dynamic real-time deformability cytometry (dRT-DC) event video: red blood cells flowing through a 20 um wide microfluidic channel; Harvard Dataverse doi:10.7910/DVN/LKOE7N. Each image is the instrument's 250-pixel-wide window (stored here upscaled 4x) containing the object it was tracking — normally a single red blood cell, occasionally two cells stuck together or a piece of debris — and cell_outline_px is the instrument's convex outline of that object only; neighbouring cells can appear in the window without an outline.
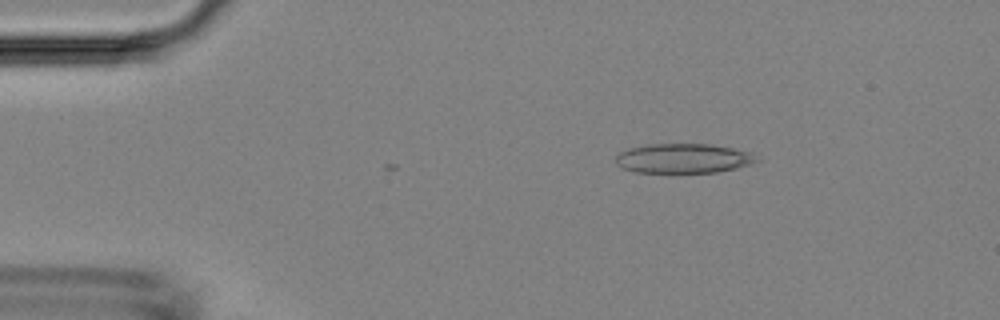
{"species": "Egyptian fruit bat (a non-hibernating species)", "species_latin": "Rousettus aegyptiacus", "temperature_condition": "room temperature", "stored_images_in_passage": 7, "camera_frame_rate_fps": 3000, "um_per_image_px": 0.085, "animal": {"sex": "female"}, "frame": {"image": 1, "passage_image": 7, "time_ms": 2.0, "image_size_px": [1000, 320], "cell_outline_px": [[764, 160], [752, 164], [736, 168], [716, 172], [632, 172], [616, 164], [616, 156], [620, 152], [628, 148], [644, 144], [712, 144], [752, 152]], "centroid_in_image_um": [58.14, 13.45], "position_along_channel_um": 26.9, "area_um2": 24.57}}